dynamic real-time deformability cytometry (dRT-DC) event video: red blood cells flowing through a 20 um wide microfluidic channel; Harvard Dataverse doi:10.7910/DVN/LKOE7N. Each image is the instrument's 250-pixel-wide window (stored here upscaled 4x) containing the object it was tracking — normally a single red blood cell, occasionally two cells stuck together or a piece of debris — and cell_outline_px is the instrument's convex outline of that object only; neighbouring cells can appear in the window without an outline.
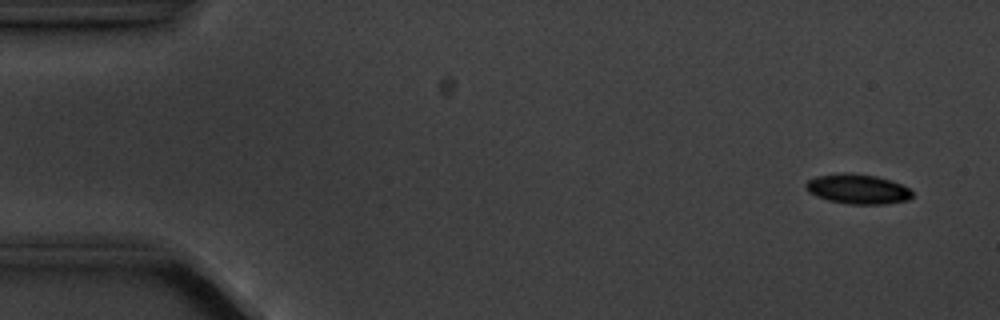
{"species": "common noctule bat (a hibernating species)", "species_latin": "Nyctalus noctula", "temperature_condition": "cold", "stored_images_in_passage": 5, "camera_frame_rate_fps": 3000, "um_per_image_px": 0.085, "animal": {"sex": "male", "body_mass_g": 20.1, "forearm_length_mm": 53.5}, "frame": {"image": 1, "passage_image": 1, "time_ms": 0.0, "image_size_px": [1000, 320], "cell_outline_px": [[912, 196], [908, 200], [884, 204], [848, 204], [828, 200], [816, 196], [808, 192], [804, 184], [808, 180], [816, 176], [840, 172], [844, 172], [876, 176], [892, 180], [908, 188], [912, 192]], "centroid_in_image_um": [72.87, 16.06], "position_along_channel_um": 12.1, "area_um2": 18.55}}